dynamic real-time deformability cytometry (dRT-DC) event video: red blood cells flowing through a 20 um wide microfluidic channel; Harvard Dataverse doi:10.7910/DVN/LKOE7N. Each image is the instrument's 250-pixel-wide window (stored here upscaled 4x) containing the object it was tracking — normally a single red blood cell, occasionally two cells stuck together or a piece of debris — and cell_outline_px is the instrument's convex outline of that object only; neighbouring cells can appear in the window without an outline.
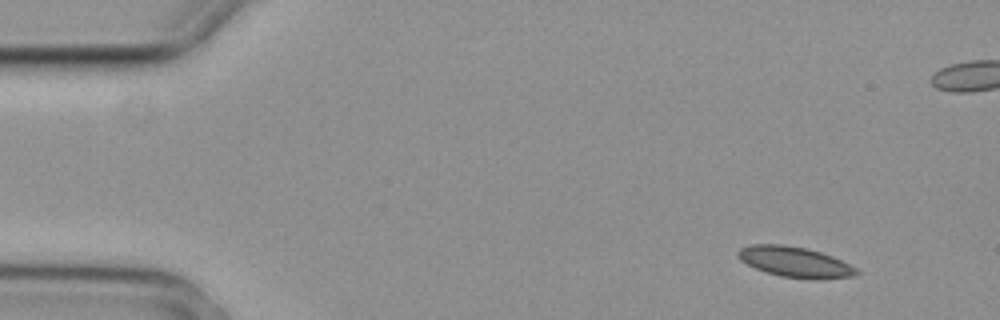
{"species": "common noctule bat (a hibernating species)", "species_latin": "Nyctalus noctula", "temperature_condition": "cold", "stored_images_in_passage": 3, "camera_frame_rate_fps": 3000, "um_per_image_px": 0.085, "animal": {"sex": "female", "body_mass_g": 29.2, "forearm_length_mm": 56.3}, "frame": {"image": 1, "passage_image": 1, "time_ms": 0.0, "image_size_px": [1000, 320], "cell_outline_px": [[860, 272], [856, 276], [820, 280], [812, 280], [780, 276], [764, 272], [740, 260], [736, 256], [736, 252], [740, 248], [752, 244], [780, 244], [808, 248], [832, 256], [856, 268]], "centroid_in_image_um": [67.57, 22.28], "position_along_channel_um": 17.4, "area_um2": 21.33}}